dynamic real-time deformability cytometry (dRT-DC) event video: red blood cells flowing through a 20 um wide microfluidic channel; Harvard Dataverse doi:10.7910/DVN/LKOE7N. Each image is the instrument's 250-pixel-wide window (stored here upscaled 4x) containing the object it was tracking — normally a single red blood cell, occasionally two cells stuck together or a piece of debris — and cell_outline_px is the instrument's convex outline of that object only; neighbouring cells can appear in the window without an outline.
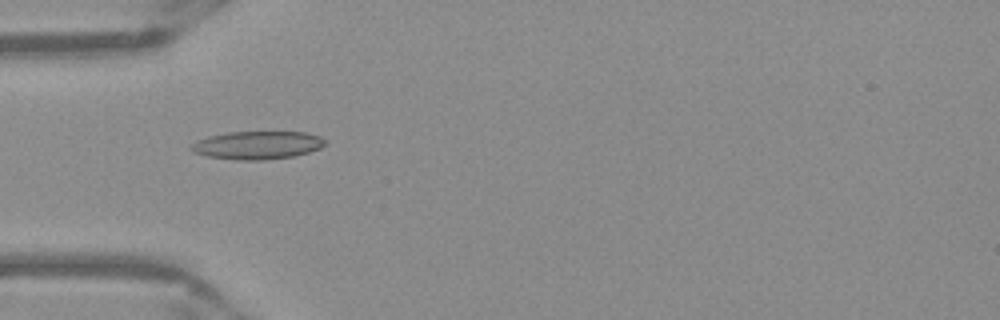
{"species": "Egyptian fruit bat (a non-hibernating species)", "species_latin": "Rousettus aegyptiacus", "temperature_condition": "warm", "stored_images_in_passage": 51, "camera_frame_rate_fps": 3000, "um_per_image_px": 0.085, "frame": {"image": 1, "passage_image": 16, "time_ms": 5.0, "image_size_px": [1000, 320], "cell_outline_px": [[324, 144], [320, 148], [308, 152], [292, 156], [264, 160], [236, 160], [208, 156], [192, 152], [188, 148], [196, 140], [208, 136], [228, 132], [304, 132], [320, 136], [324, 140]], "centroid_in_image_um": [21.82, 12.34], "position_along_channel_um": 63.2, "area_um2": 21.85}}
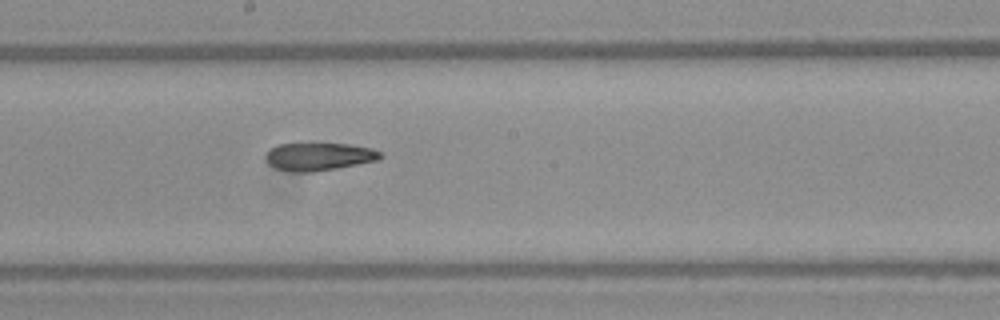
{"frame": {"image": 2, "passage_image": 28, "time_ms": 9.0, "image_size_px": [1000, 320], "cell_outline_px": [[384, 156], [380, 160], [336, 168], [312, 172], [292, 172], [276, 168], [268, 164], [264, 156], [272, 148], [280, 144], [316, 140], [352, 144], [372, 148], [380, 152]], "centroid_in_image_um": [27.12, 13.25], "position_along_channel_um": 221.1, "area_um2": 19.59}}
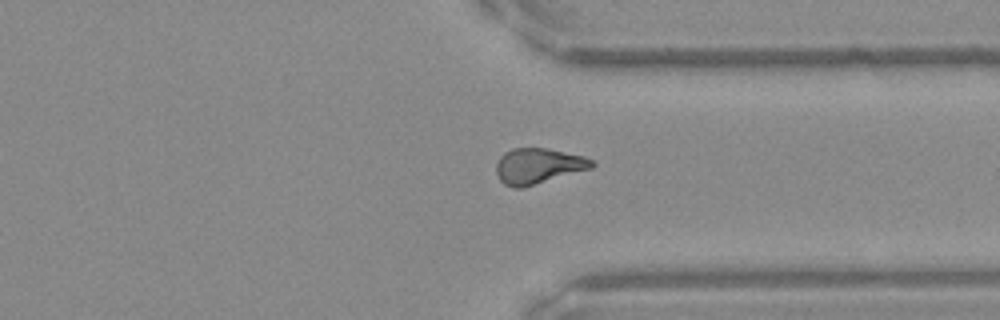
{"frame": {"image": 3, "passage_image": 39, "time_ms": 12.667, "image_size_px": [1000, 320], "cell_outline_px": [[596, 164], [592, 168], [524, 188], [516, 188], [504, 184], [500, 180], [496, 172], [496, 164], [500, 156], [504, 152], [512, 148], [548, 148], [584, 156], [592, 160]], "centroid_in_image_um": [45.75, 14.11], "position_along_channel_um": 365.7, "area_um2": 20.0}, "authors_computed_cell_mechanics": {"area_um2": 19.5364, "velocity_mm_per_s": 3.9542, "shape_relaxation_time_tau1_ms": null, "shape_relaxation_time_tau2_ms": 4.2708, "deformation_change_tau1": null, "deformation_change_tau2": 0.1317}}